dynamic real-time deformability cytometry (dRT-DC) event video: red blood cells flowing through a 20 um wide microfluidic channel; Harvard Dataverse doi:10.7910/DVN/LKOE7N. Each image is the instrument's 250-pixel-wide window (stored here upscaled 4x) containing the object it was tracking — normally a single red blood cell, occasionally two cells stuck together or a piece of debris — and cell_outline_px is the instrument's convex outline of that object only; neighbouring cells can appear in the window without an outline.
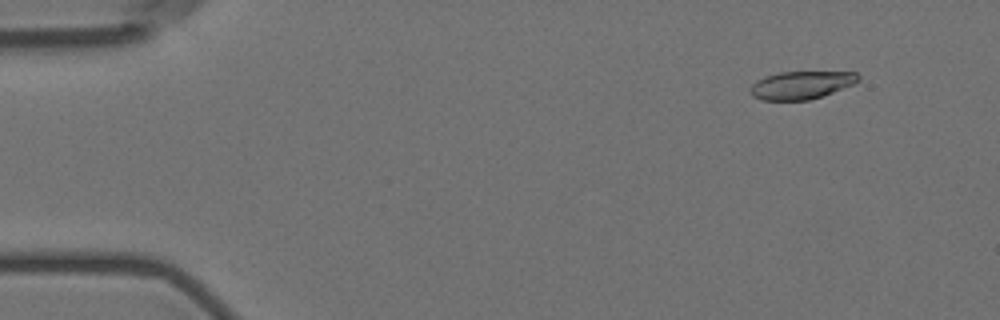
{"species": "Egyptian fruit bat (a non-hibernating species)", "species_latin": "Rousettus aegyptiacus", "temperature_condition": "room temperature", "stored_images_in_passage": 5, "camera_frame_rate_fps": 3000, "um_per_image_px": 0.085, "animal": {"sex": "female"}, "frame": {"image": 1, "passage_image": 1, "time_ms": 0.0, "image_size_px": [1000, 320], "cell_outline_px": [[860, 80], [852, 84], [832, 92], [808, 100], [760, 100], [752, 96], [748, 92], [748, 88], [756, 80], [780, 72], [856, 72], [860, 76]], "centroid_in_image_um": [68.05, 7.23], "position_along_channel_um": 17.0, "area_um2": 17.46}}